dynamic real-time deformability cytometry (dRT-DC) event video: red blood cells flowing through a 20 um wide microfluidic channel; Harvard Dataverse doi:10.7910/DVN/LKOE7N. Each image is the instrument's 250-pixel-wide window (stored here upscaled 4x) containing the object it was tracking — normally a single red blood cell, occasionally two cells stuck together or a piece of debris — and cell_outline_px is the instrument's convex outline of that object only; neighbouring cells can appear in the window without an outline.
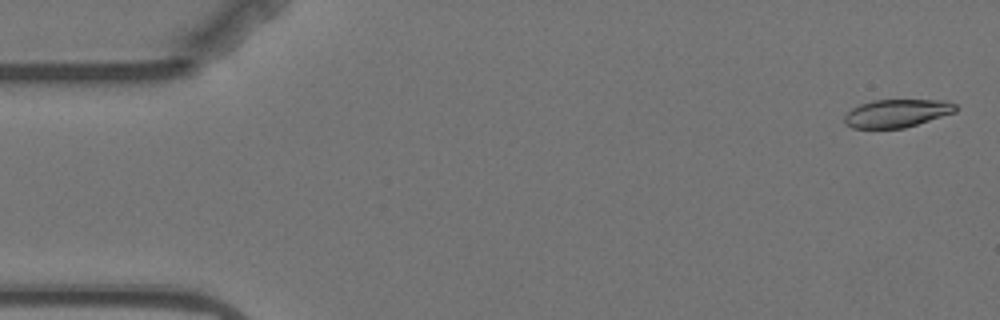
{"species": "Egyptian fruit bat (a non-hibernating species)", "species_latin": "Rousettus aegyptiacus", "temperature_condition": "warm", "stored_images_in_passage": 4, "camera_frame_rate_fps": 3000, "um_per_image_px": 0.085, "animal": {"sex": "female"}, "frame": {"image": 1, "passage_image": 1, "time_ms": 0.0, "image_size_px": [1000, 320], "cell_outline_px": [[960, 108], [956, 112], [904, 128], [852, 128], [844, 124], [844, 116], [852, 108], [860, 104], [872, 100], [948, 100], [956, 104]], "centroid_in_image_um": [76.26, 9.62], "position_along_channel_um": 8.7, "area_um2": 18.32}}